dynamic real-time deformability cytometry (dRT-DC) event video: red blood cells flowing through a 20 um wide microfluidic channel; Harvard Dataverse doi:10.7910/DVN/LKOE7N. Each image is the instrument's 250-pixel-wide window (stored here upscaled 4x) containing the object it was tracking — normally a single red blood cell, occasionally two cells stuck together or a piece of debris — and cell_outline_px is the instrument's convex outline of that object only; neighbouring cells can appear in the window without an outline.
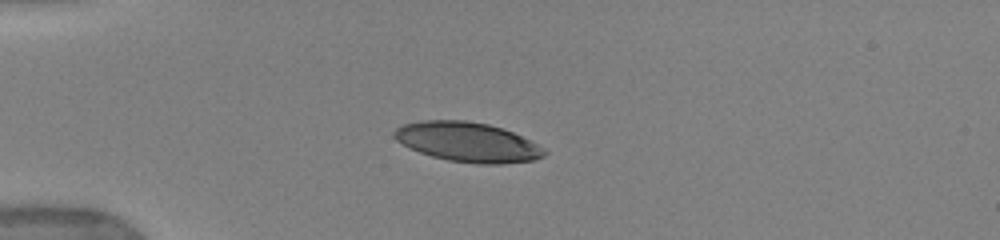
{"species": "human", "species_latin": "Homo sapiens", "temperature_condition": "warm", "stored_images_in_passage": 16, "camera_frame_rate_fps": 3000, "um_per_image_px": 0.085, "donor": {"sex": "female"}, "frame": {"image": 1, "passage_image": 10, "time_ms": 4.333, "image_size_px": [1000, 240], "cell_outline_px": [[548, 152], [544, 156], [532, 160], [500, 164], [476, 164], [448, 160], [432, 156], [420, 152], [396, 140], [392, 136], [392, 132], [396, 128], [404, 124], [420, 120], [468, 120], [488, 124], [512, 132], [544, 148]], "centroid_in_image_um": [39.72, 12.07], "position_along_channel_um": 45.3, "area_um2": 34.45}}